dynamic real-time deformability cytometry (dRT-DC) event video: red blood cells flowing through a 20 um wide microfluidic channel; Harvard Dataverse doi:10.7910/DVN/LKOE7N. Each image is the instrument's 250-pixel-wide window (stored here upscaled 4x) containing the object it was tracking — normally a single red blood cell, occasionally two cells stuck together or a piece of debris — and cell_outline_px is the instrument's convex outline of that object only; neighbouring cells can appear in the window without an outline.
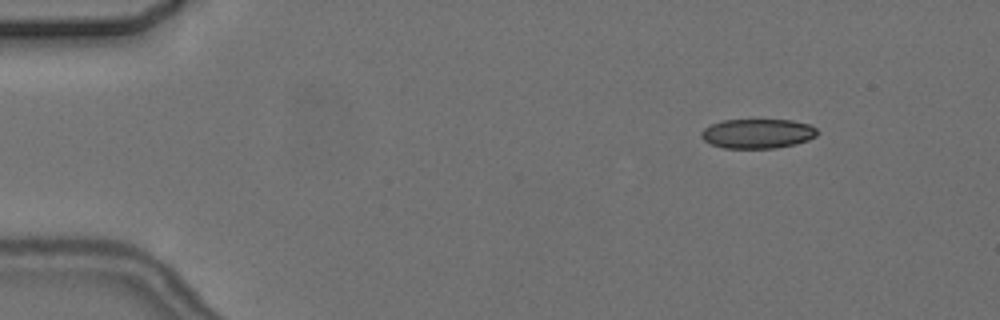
{"species": "common noctule bat (a hibernating species)", "species_latin": "Nyctalus noctula", "temperature_condition": "cold", "stored_images_in_passage": 4, "camera_frame_rate_fps": 3000, "um_per_image_px": 0.085, "animal": {"sex": "female", "body_mass_g": 24.6, "forearm_length_mm": 56.2}, "frame": {"image": 1, "passage_image": 2, "time_ms": 1.0, "image_size_px": [1000, 320], "cell_outline_px": [[820, 132], [816, 136], [808, 140], [796, 144], [776, 148], [724, 148], [712, 144], [704, 140], [700, 136], [700, 132], [704, 128], [720, 120], [792, 120], [808, 124], [816, 128]], "centroid_in_image_um": [64.4, 11.35], "position_along_channel_um": 20.6, "area_um2": 20.06}}